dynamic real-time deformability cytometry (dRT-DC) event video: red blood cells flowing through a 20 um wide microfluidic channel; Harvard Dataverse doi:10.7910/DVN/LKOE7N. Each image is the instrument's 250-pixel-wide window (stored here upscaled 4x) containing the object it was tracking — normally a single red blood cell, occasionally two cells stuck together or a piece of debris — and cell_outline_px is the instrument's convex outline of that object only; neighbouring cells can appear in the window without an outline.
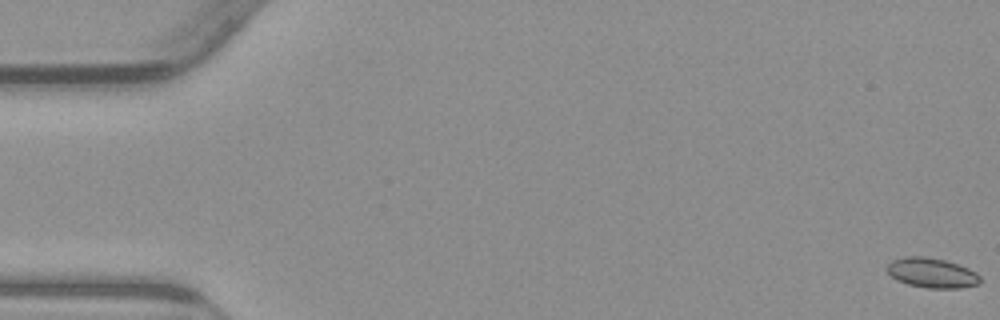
{"species": "common noctule bat (a hibernating species)", "species_latin": "Nyctalus noctula", "temperature_condition": "warm", "stored_images_in_passage": 55, "camera_frame_rate_fps": 3000, "um_per_image_px": 0.085, "animal": {"sex": "male", "body_mass_g": 23.1, "forearm_length_mm": 52.7}, "frame": {"image": 1, "passage_image": 1, "time_ms": 0.0, "image_size_px": [1000, 320], "cell_outline_px": [[980, 284], [960, 288], [928, 288], [908, 284], [896, 280], [884, 268], [892, 260], [904, 256], [924, 256], [944, 260], [968, 268], [976, 272], [980, 276]], "centroid_in_image_um": [79.19, 23.19], "position_along_channel_um": 5.8, "area_um2": 16.24}}
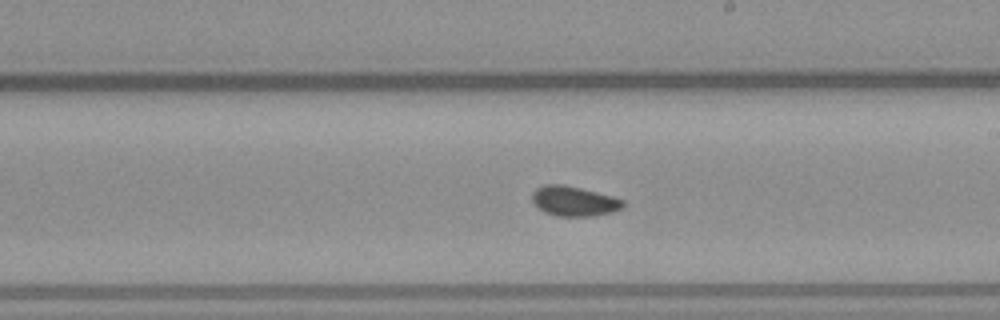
{"frame": {"image": 2, "passage_image": 32, "time_ms": 10.333, "image_size_px": [1000, 320], "cell_outline_px": [[624, 204], [620, 208], [612, 212], [592, 216], [556, 216], [544, 212], [532, 200], [532, 192], [536, 188], [544, 184], [564, 184], [612, 196], [624, 200]], "centroid_in_image_um": [48.77, 17.09], "position_along_channel_um": 240.2, "area_um2": 15.72}}
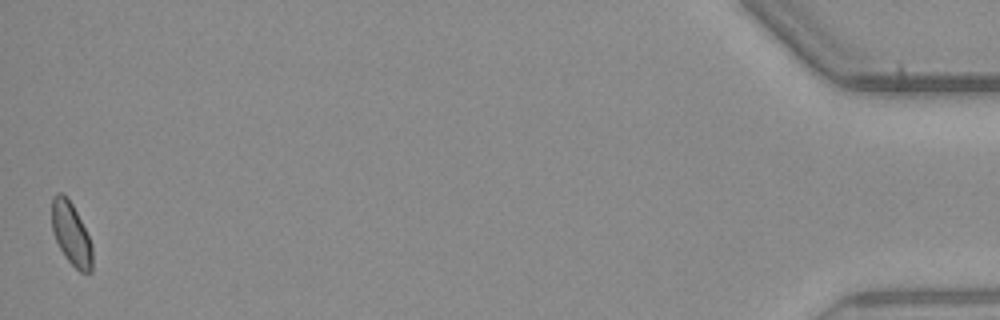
{"frame": {"image": 3, "passage_image": 55, "time_ms": 18.0, "image_size_px": [1000, 320], "cell_outline_px": [[92, 272], [80, 272], [64, 256], [52, 232], [52, 196], [56, 192], [60, 192], [72, 204], [92, 244]], "centroid_in_image_um": [6.04, 19.89], "position_along_channel_um": 429.2, "area_um2": 14.57}, "authors_computed_cell_mechanics": {"area_um2": 15.5482, "velocity_mm_per_s": 3.8096, "shape_relaxation_time_tau1_ms": 3.2905, "shape_relaxation_time_tau2_ms": 1.6897, "deformation_change_tau1": 0.0806, "deformation_change_tau2": 0.0579}}